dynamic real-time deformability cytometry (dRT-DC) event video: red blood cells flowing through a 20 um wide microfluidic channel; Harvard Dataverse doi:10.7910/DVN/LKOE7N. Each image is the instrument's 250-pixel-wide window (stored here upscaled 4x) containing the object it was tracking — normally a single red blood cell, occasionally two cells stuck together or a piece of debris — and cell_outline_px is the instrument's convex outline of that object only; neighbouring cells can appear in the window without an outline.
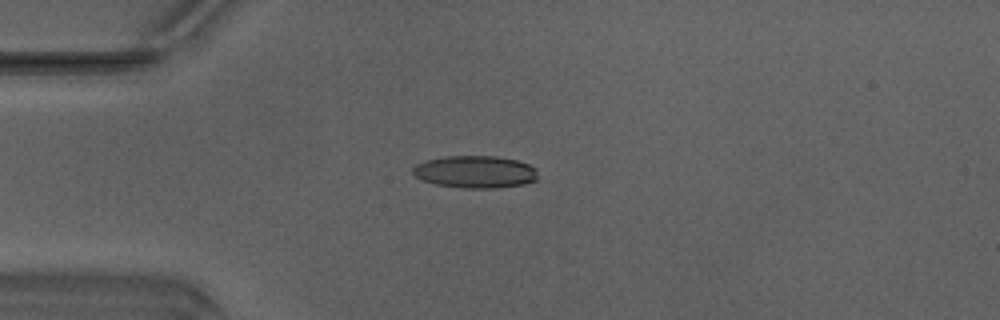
{"species": "Egyptian fruit bat (a non-hibernating species)", "species_latin": "Rousettus aegyptiacus", "temperature_condition": "warm", "stored_images_in_passage": 7, "camera_frame_rate_fps": 3000, "um_per_image_px": 0.085, "animal": {"sex": "male"}, "frame": {"image": 1, "passage_image": 1, "time_ms": 0.0, "image_size_px": [1000, 320], "cell_outline_px": [[536, 180], [524, 184], [496, 188], [464, 188], [436, 184], [420, 180], [412, 172], [412, 168], [416, 164], [424, 160], [444, 156], [496, 156], [516, 160], [528, 164], [536, 168]], "centroid_in_image_um": [40.36, 14.6], "position_along_channel_um": 44.6, "area_um2": 23.64}}
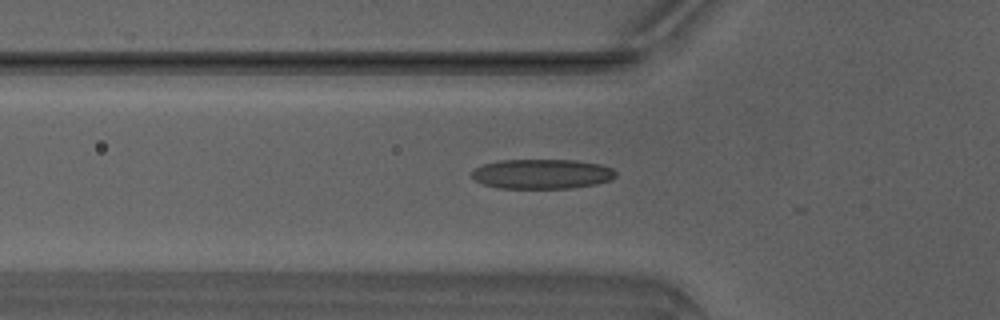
{"frame": {"image": 2, "passage_image": 5, "time_ms": 1.333, "image_size_px": [1000, 320], "cell_outline_px": [[616, 176], [612, 180], [596, 184], [572, 188], [500, 188], [484, 184], [476, 180], [472, 176], [472, 172], [476, 168], [484, 164], [500, 160], [572, 160], [600, 164], [612, 168], [616, 172]], "centroid_in_image_um": [46.11, 14.79], "position_along_channel_um": 79.7, "area_um2": 24.85}}